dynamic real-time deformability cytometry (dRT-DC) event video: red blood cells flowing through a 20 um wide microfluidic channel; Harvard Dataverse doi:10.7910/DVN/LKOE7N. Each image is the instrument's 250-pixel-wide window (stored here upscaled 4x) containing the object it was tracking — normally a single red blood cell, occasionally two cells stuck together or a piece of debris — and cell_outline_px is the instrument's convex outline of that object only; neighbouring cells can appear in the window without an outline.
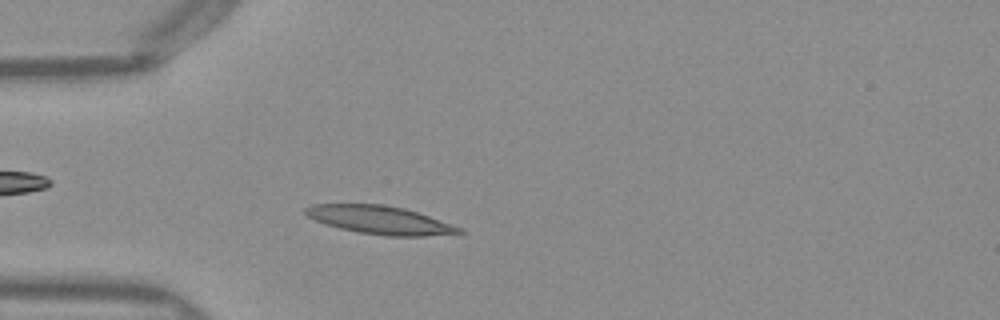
{"species": "Egyptian fruit bat (a non-hibernating species)", "species_latin": "Rousettus aegyptiacus", "temperature_condition": "warm", "stored_images_in_passage": 45, "camera_frame_rate_fps": 3000, "um_per_image_px": 0.085, "frame": {"image": 1, "passage_image": 9, "time_ms": 2.667, "image_size_px": [1000, 320], "cell_outline_px": [[464, 232], [424, 236], [384, 236], [360, 232], [340, 228], [324, 224], [308, 216], [304, 212], [304, 208], [312, 204], [384, 204], [404, 208], [464, 228]], "centroid_in_image_um": [32.28, 18.69], "position_along_channel_um": 52.7, "area_um2": 25.09}}
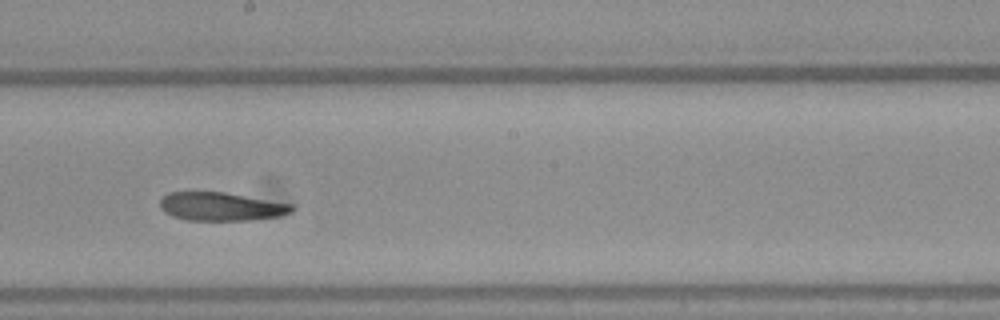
{"frame": {"image": 2, "passage_image": 23, "time_ms": 7.333, "image_size_px": [1000, 320], "cell_outline_px": [[296, 208], [292, 212], [280, 216], [248, 220], [188, 220], [172, 216], [164, 212], [160, 208], [160, 200], [168, 192], [224, 192], [292, 204]], "centroid_in_image_um": [18.79, 17.55], "position_along_channel_um": 229.4, "area_um2": 21.79}}
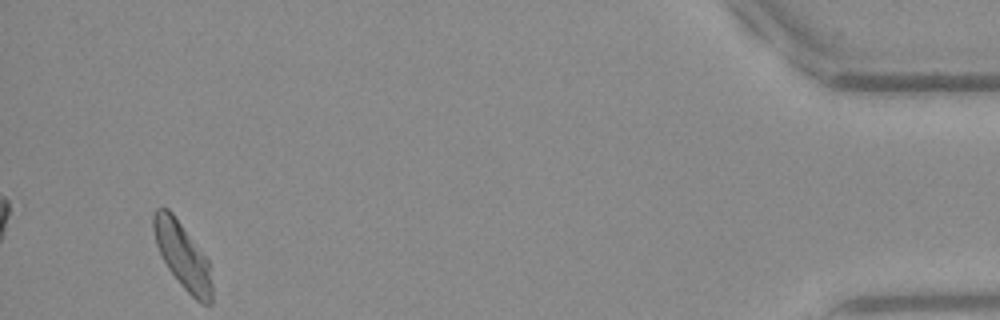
{"frame": {"image": 3, "passage_image": 43, "time_ms": 14.0, "image_size_px": [1000, 320], "cell_outline_px": [[212, 304], [200, 304], [180, 284], [168, 268], [156, 244], [152, 224], [152, 216], [156, 208], [168, 208], [172, 212], [208, 260], [212, 284]], "centroid_in_image_um": [15.52, 21.74], "position_along_channel_um": 419.7, "area_um2": 22.25}, "authors_computed_cell_mechanics": {"area_um2": 22.8888, "velocity_mm_per_s": 3.9786, "shape_relaxation_time_tau1_ms": 6.3977, "shape_relaxation_time_tau2_ms": 5.1072, "deformation_change_tau1": 0.2098, "deformation_change_tau2": 0.136}}